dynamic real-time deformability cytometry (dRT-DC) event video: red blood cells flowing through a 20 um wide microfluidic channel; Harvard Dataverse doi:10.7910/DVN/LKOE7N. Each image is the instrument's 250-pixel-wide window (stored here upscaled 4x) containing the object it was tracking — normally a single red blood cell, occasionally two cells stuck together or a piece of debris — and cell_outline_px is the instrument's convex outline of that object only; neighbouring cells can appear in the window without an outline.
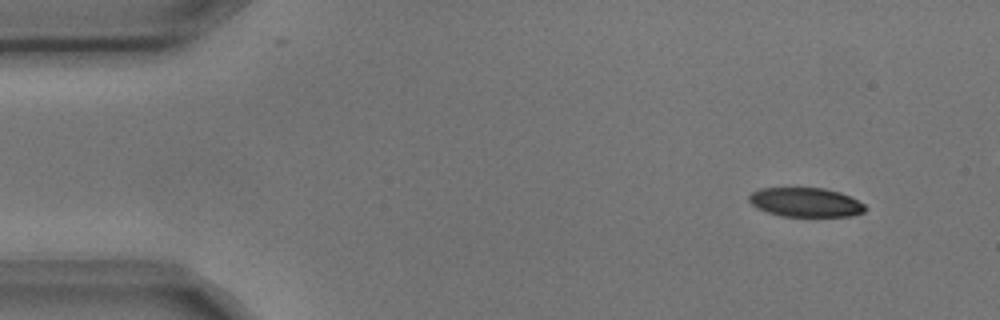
{"species": "common noctule bat (a hibernating species)", "species_latin": "Nyctalus noctula", "temperature_condition": "cold", "stored_images_in_passage": 4, "camera_frame_rate_fps": 3000, "um_per_image_px": 0.085, "animal": {"sex": "male", "body_mass_g": 17.9, "forearm_length_mm": 54.2}, "frame": {"image": 1, "passage_image": 1, "time_ms": 0.0, "image_size_px": [1000, 320], "cell_outline_px": [[864, 212], [852, 216], [780, 216], [756, 208], [748, 200], [748, 196], [752, 192], [760, 188], [824, 188], [840, 192], [864, 204]], "centroid_in_image_um": [68.43, 17.19], "position_along_channel_um": 16.6, "area_um2": 19.65}}